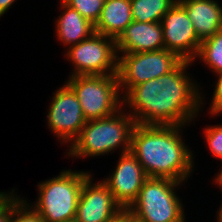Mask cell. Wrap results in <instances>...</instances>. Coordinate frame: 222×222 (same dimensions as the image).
<instances>
[{
  "mask_svg": "<svg viewBox=\"0 0 222 222\" xmlns=\"http://www.w3.org/2000/svg\"><path fill=\"white\" fill-rule=\"evenodd\" d=\"M192 61L183 60L173 71L133 86L123 94V104L135 124L186 126L203 104L198 85L187 75ZM192 119V120H191Z\"/></svg>",
  "mask_w": 222,
  "mask_h": 222,
  "instance_id": "obj_1",
  "label": "cell"
},
{
  "mask_svg": "<svg viewBox=\"0 0 222 222\" xmlns=\"http://www.w3.org/2000/svg\"><path fill=\"white\" fill-rule=\"evenodd\" d=\"M183 126L135 124L130 152L137 158L147 177L188 180L194 157L182 140Z\"/></svg>",
  "mask_w": 222,
  "mask_h": 222,
  "instance_id": "obj_2",
  "label": "cell"
},
{
  "mask_svg": "<svg viewBox=\"0 0 222 222\" xmlns=\"http://www.w3.org/2000/svg\"><path fill=\"white\" fill-rule=\"evenodd\" d=\"M122 111L121 108L111 116L86 121L66 155L73 158L96 157L112 153L118 147H122L121 154L130 152L135 121L128 112Z\"/></svg>",
  "mask_w": 222,
  "mask_h": 222,
  "instance_id": "obj_3",
  "label": "cell"
},
{
  "mask_svg": "<svg viewBox=\"0 0 222 222\" xmlns=\"http://www.w3.org/2000/svg\"><path fill=\"white\" fill-rule=\"evenodd\" d=\"M182 183L148 177L137 199L125 211L129 222H185L183 203L175 193Z\"/></svg>",
  "mask_w": 222,
  "mask_h": 222,
  "instance_id": "obj_4",
  "label": "cell"
},
{
  "mask_svg": "<svg viewBox=\"0 0 222 222\" xmlns=\"http://www.w3.org/2000/svg\"><path fill=\"white\" fill-rule=\"evenodd\" d=\"M90 175L87 171L63 170L38 184V200L29 205L44 222L74 221L82 185Z\"/></svg>",
  "mask_w": 222,
  "mask_h": 222,
  "instance_id": "obj_5",
  "label": "cell"
},
{
  "mask_svg": "<svg viewBox=\"0 0 222 222\" xmlns=\"http://www.w3.org/2000/svg\"><path fill=\"white\" fill-rule=\"evenodd\" d=\"M69 77L66 83L75 92L87 121L111 116L124 107L117 75Z\"/></svg>",
  "mask_w": 222,
  "mask_h": 222,
  "instance_id": "obj_6",
  "label": "cell"
},
{
  "mask_svg": "<svg viewBox=\"0 0 222 222\" xmlns=\"http://www.w3.org/2000/svg\"><path fill=\"white\" fill-rule=\"evenodd\" d=\"M118 55L119 88L125 94L133 86L170 73L183 61L176 53L166 49Z\"/></svg>",
  "mask_w": 222,
  "mask_h": 222,
  "instance_id": "obj_7",
  "label": "cell"
},
{
  "mask_svg": "<svg viewBox=\"0 0 222 222\" xmlns=\"http://www.w3.org/2000/svg\"><path fill=\"white\" fill-rule=\"evenodd\" d=\"M67 50L66 56L74 66L70 76L117 75L118 53L113 38L94 32Z\"/></svg>",
  "mask_w": 222,
  "mask_h": 222,
  "instance_id": "obj_8",
  "label": "cell"
},
{
  "mask_svg": "<svg viewBox=\"0 0 222 222\" xmlns=\"http://www.w3.org/2000/svg\"><path fill=\"white\" fill-rule=\"evenodd\" d=\"M47 124L62 143L72 141L86 124L80 102L73 89L65 83L51 98Z\"/></svg>",
  "mask_w": 222,
  "mask_h": 222,
  "instance_id": "obj_9",
  "label": "cell"
},
{
  "mask_svg": "<svg viewBox=\"0 0 222 222\" xmlns=\"http://www.w3.org/2000/svg\"><path fill=\"white\" fill-rule=\"evenodd\" d=\"M90 175L83 183L74 222H114L126 212L102 182L92 183Z\"/></svg>",
  "mask_w": 222,
  "mask_h": 222,
  "instance_id": "obj_10",
  "label": "cell"
},
{
  "mask_svg": "<svg viewBox=\"0 0 222 222\" xmlns=\"http://www.w3.org/2000/svg\"><path fill=\"white\" fill-rule=\"evenodd\" d=\"M161 25L165 49L176 53L182 60L193 61L202 41L178 2L162 17Z\"/></svg>",
  "mask_w": 222,
  "mask_h": 222,
  "instance_id": "obj_11",
  "label": "cell"
},
{
  "mask_svg": "<svg viewBox=\"0 0 222 222\" xmlns=\"http://www.w3.org/2000/svg\"><path fill=\"white\" fill-rule=\"evenodd\" d=\"M147 178L143 166L137 158L131 152H127L120 155L114 172L102 182L126 211L137 199Z\"/></svg>",
  "mask_w": 222,
  "mask_h": 222,
  "instance_id": "obj_12",
  "label": "cell"
},
{
  "mask_svg": "<svg viewBox=\"0 0 222 222\" xmlns=\"http://www.w3.org/2000/svg\"><path fill=\"white\" fill-rule=\"evenodd\" d=\"M117 53H140L165 49L161 22L132 21L116 40Z\"/></svg>",
  "mask_w": 222,
  "mask_h": 222,
  "instance_id": "obj_13",
  "label": "cell"
},
{
  "mask_svg": "<svg viewBox=\"0 0 222 222\" xmlns=\"http://www.w3.org/2000/svg\"><path fill=\"white\" fill-rule=\"evenodd\" d=\"M185 9L198 38L203 41L222 29V7L215 0H177Z\"/></svg>",
  "mask_w": 222,
  "mask_h": 222,
  "instance_id": "obj_14",
  "label": "cell"
},
{
  "mask_svg": "<svg viewBox=\"0 0 222 222\" xmlns=\"http://www.w3.org/2000/svg\"><path fill=\"white\" fill-rule=\"evenodd\" d=\"M132 21L131 0H104L94 31L117 40Z\"/></svg>",
  "mask_w": 222,
  "mask_h": 222,
  "instance_id": "obj_15",
  "label": "cell"
},
{
  "mask_svg": "<svg viewBox=\"0 0 222 222\" xmlns=\"http://www.w3.org/2000/svg\"><path fill=\"white\" fill-rule=\"evenodd\" d=\"M60 1L63 12L56 21V36L64 45L70 47L89 38L95 32L94 25L77 10L69 7L62 0Z\"/></svg>",
  "mask_w": 222,
  "mask_h": 222,
  "instance_id": "obj_16",
  "label": "cell"
},
{
  "mask_svg": "<svg viewBox=\"0 0 222 222\" xmlns=\"http://www.w3.org/2000/svg\"><path fill=\"white\" fill-rule=\"evenodd\" d=\"M177 0H131L133 21L161 22Z\"/></svg>",
  "mask_w": 222,
  "mask_h": 222,
  "instance_id": "obj_17",
  "label": "cell"
},
{
  "mask_svg": "<svg viewBox=\"0 0 222 222\" xmlns=\"http://www.w3.org/2000/svg\"><path fill=\"white\" fill-rule=\"evenodd\" d=\"M202 60L214 74L222 72V29L201 42L196 58Z\"/></svg>",
  "mask_w": 222,
  "mask_h": 222,
  "instance_id": "obj_18",
  "label": "cell"
},
{
  "mask_svg": "<svg viewBox=\"0 0 222 222\" xmlns=\"http://www.w3.org/2000/svg\"><path fill=\"white\" fill-rule=\"evenodd\" d=\"M12 190V213L10 222H44L40 214L35 211L23 197L14 195Z\"/></svg>",
  "mask_w": 222,
  "mask_h": 222,
  "instance_id": "obj_19",
  "label": "cell"
},
{
  "mask_svg": "<svg viewBox=\"0 0 222 222\" xmlns=\"http://www.w3.org/2000/svg\"><path fill=\"white\" fill-rule=\"evenodd\" d=\"M69 7L77 10L93 25L98 21L102 12L104 0H62Z\"/></svg>",
  "mask_w": 222,
  "mask_h": 222,
  "instance_id": "obj_20",
  "label": "cell"
},
{
  "mask_svg": "<svg viewBox=\"0 0 222 222\" xmlns=\"http://www.w3.org/2000/svg\"><path fill=\"white\" fill-rule=\"evenodd\" d=\"M204 137L210 153L222 160V125H214L205 128Z\"/></svg>",
  "mask_w": 222,
  "mask_h": 222,
  "instance_id": "obj_21",
  "label": "cell"
},
{
  "mask_svg": "<svg viewBox=\"0 0 222 222\" xmlns=\"http://www.w3.org/2000/svg\"><path fill=\"white\" fill-rule=\"evenodd\" d=\"M216 76L218 80L215 85L211 107L209 108L210 114H212V116H217L222 113V72L216 74Z\"/></svg>",
  "mask_w": 222,
  "mask_h": 222,
  "instance_id": "obj_22",
  "label": "cell"
},
{
  "mask_svg": "<svg viewBox=\"0 0 222 222\" xmlns=\"http://www.w3.org/2000/svg\"><path fill=\"white\" fill-rule=\"evenodd\" d=\"M12 213V194L0 205V222H10Z\"/></svg>",
  "mask_w": 222,
  "mask_h": 222,
  "instance_id": "obj_23",
  "label": "cell"
},
{
  "mask_svg": "<svg viewBox=\"0 0 222 222\" xmlns=\"http://www.w3.org/2000/svg\"><path fill=\"white\" fill-rule=\"evenodd\" d=\"M16 0H0V17L3 16Z\"/></svg>",
  "mask_w": 222,
  "mask_h": 222,
  "instance_id": "obj_24",
  "label": "cell"
},
{
  "mask_svg": "<svg viewBox=\"0 0 222 222\" xmlns=\"http://www.w3.org/2000/svg\"><path fill=\"white\" fill-rule=\"evenodd\" d=\"M217 174H218V175H216L214 182H216L215 184H217L218 187H220L221 190H222V170H220V172L217 173Z\"/></svg>",
  "mask_w": 222,
  "mask_h": 222,
  "instance_id": "obj_25",
  "label": "cell"
},
{
  "mask_svg": "<svg viewBox=\"0 0 222 222\" xmlns=\"http://www.w3.org/2000/svg\"><path fill=\"white\" fill-rule=\"evenodd\" d=\"M12 194V192H0V205Z\"/></svg>",
  "mask_w": 222,
  "mask_h": 222,
  "instance_id": "obj_26",
  "label": "cell"
},
{
  "mask_svg": "<svg viewBox=\"0 0 222 222\" xmlns=\"http://www.w3.org/2000/svg\"><path fill=\"white\" fill-rule=\"evenodd\" d=\"M217 222H222V205L219 208V211H217Z\"/></svg>",
  "mask_w": 222,
  "mask_h": 222,
  "instance_id": "obj_27",
  "label": "cell"
},
{
  "mask_svg": "<svg viewBox=\"0 0 222 222\" xmlns=\"http://www.w3.org/2000/svg\"><path fill=\"white\" fill-rule=\"evenodd\" d=\"M114 222H129V221H128L126 213H125L121 218H119L118 220H116Z\"/></svg>",
  "mask_w": 222,
  "mask_h": 222,
  "instance_id": "obj_28",
  "label": "cell"
}]
</instances>
